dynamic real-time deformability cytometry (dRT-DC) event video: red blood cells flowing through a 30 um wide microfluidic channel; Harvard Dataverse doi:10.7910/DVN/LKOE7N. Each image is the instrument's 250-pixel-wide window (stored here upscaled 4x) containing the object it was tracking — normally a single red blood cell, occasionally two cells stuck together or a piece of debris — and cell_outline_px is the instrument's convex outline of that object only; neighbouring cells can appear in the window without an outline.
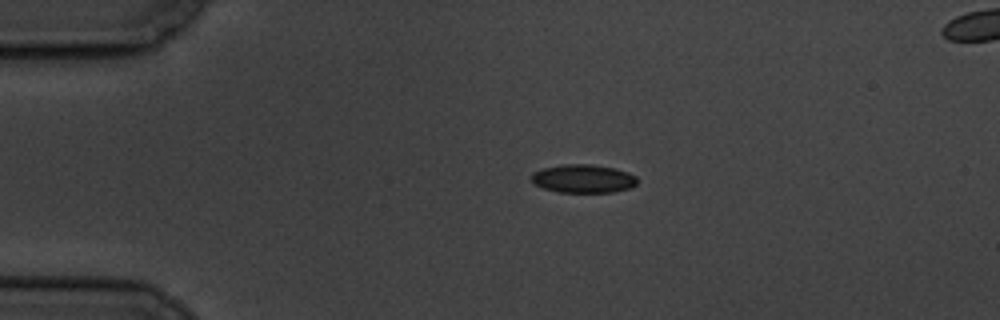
{"species": "common noctule bat (a hibernating species)", "species_latin": "Nyctalus noctula", "temperature_condition": "cold", "stored_images_in_passage": 4, "camera_frame_rate_fps": 3000, "um_per_image_px": 0.085, "animal": {"sex": "male", "body_mass_g": 19.5, "forearm_length_mm": 54.6}, "frame": {"image": 1, "passage_image": 1, "time_ms": 0.0, "image_size_px": [1000, 320], "cell_outline_px": [[636, 184], [628, 188], [612, 192], [560, 192], [544, 188], [536, 184], [532, 180], [532, 172], [544, 168], [564, 164], [592, 164], [612, 168], [628, 172], [636, 176]], "centroid_in_image_um": [49.57, 15.18], "position_along_channel_um": 35.4, "area_um2": 17.22}}
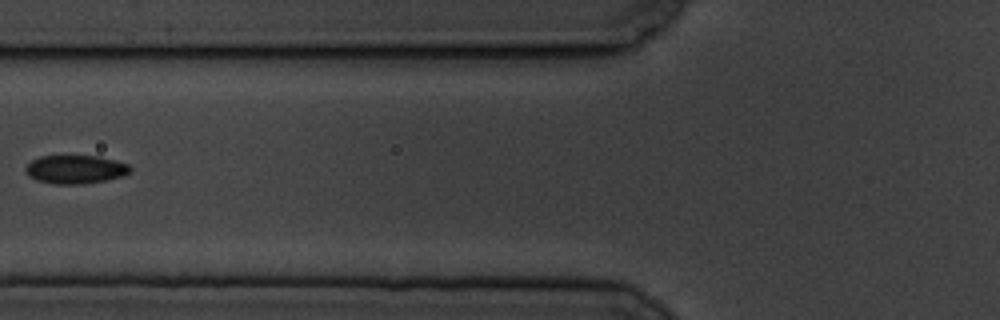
{"frame": {"image": 2, "passage_image": 4, "time_ms": 3.667, "image_size_px": [1000, 320], "cell_outline_px": [[132, 172], [124, 176], [84, 184], [52, 184], [36, 180], [28, 176], [24, 168], [32, 160], [40, 156], [100, 156], [116, 160], [128, 164], [132, 168]], "centroid_in_image_um": [6.43, 14.4], "position_along_channel_um": 119.4, "area_um2": 17.57}}